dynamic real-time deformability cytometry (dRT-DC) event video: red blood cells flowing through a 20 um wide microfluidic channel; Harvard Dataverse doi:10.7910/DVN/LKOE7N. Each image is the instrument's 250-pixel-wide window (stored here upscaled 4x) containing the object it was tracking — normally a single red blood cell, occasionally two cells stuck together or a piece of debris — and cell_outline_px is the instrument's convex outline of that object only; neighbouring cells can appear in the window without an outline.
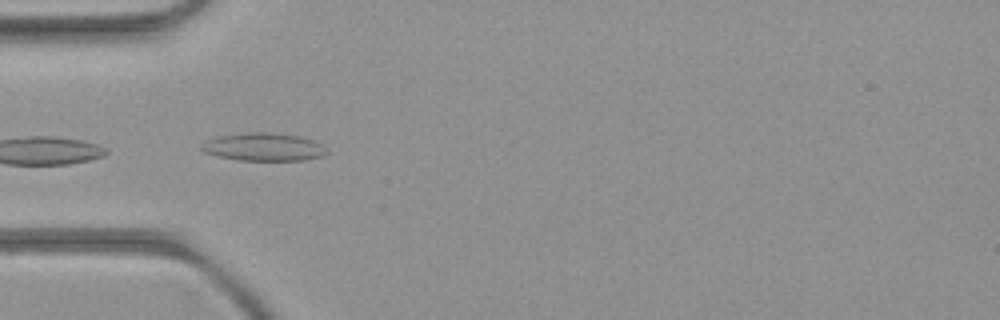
{"species": "common noctule bat (a hibernating species)", "species_latin": "Nyctalus noctula", "temperature_condition": "room temperature", "stored_images_in_passage": 5, "camera_frame_rate_fps": 3000, "um_per_image_px": 0.085, "animal": {"sex": "female", "body_mass_g": 21.9}, "frame": {"image": 1, "passage_image": 3, "time_ms": 2.333, "image_size_px": [1000, 320], "cell_outline_px": [[328, 152], [324, 156], [304, 160], [240, 160], [216, 156], [204, 152], [200, 148], [208, 140], [220, 136], [248, 132], [272, 132], [300, 136], [312, 140], [320, 144]], "centroid_in_image_um": [22.43, 12.49], "position_along_channel_um": 62.6, "area_um2": 20.23}}
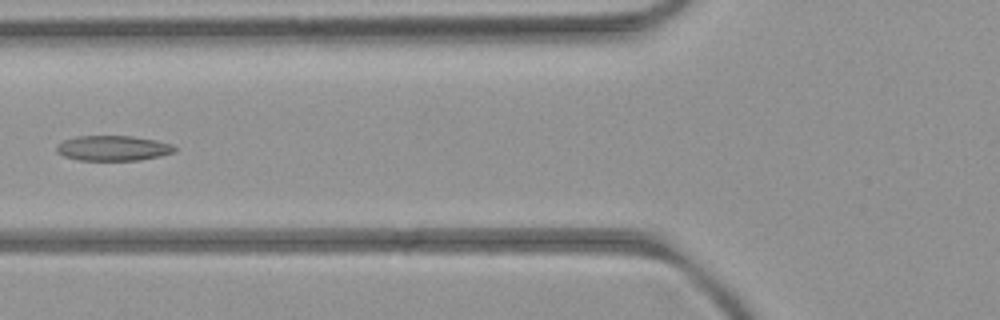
{"frame": {"image": 2, "passage_image": 4, "time_ms": 3.667, "image_size_px": [1000, 320], "cell_outline_px": [[176, 152], [160, 156], [140, 160], [80, 160], [64, 156], [56, 152], [56, 144], [64, 140], [80, 136], [132, 136], [156, 140], [172, 144], [176, 148]], "centroid_in_image_um": [9.62, 12.59], "position_along_channel_um": 116.2, "area_um2": 17.34}}
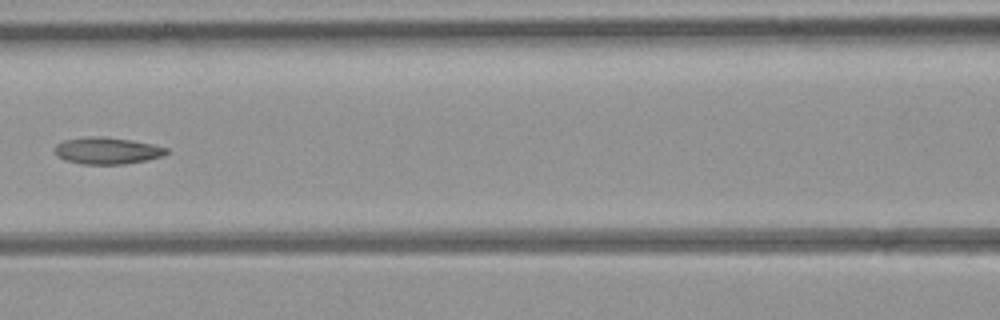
{"frame": {"image": 3, "passage_image": 5, "time_ms": 4.667, "image_size_px": [1000, 320], "cell_outline_px": [[168, 152], [164, 156], [148, 160], [124, 164], [80, 164], [64, 160], [56, 156], [56, 144], [64, 140], [92, 136], [96, 136], [128, 140], [152, 144], [168, 148]], "centroid_in_image_um": [9.11, 12.82], "position_along_channel_um": 157.5, "area_um2": 17.34}}